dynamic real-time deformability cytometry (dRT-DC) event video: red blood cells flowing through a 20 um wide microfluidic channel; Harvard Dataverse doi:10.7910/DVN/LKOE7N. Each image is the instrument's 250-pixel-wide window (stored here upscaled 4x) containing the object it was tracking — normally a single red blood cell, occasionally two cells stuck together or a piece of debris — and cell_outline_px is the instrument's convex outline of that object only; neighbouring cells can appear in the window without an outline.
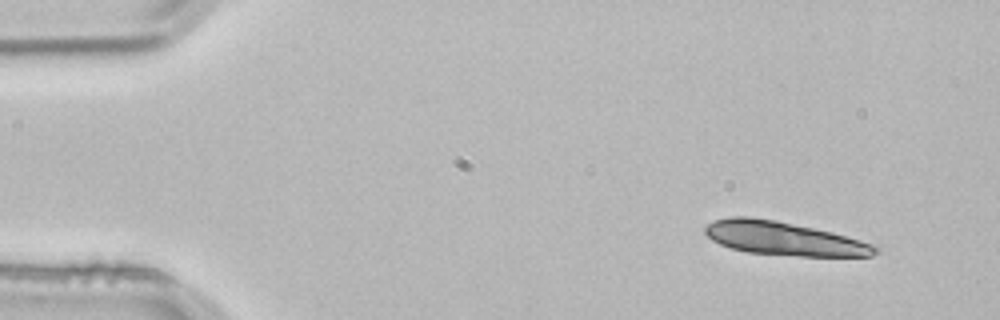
{"species": "common noctule bat (a hibernating species)", "species_latin": "Nyctalus noctula", "temperature_condition": "room temperature", "stored_images_in_passage": 3, "camera_frame_rate_fps": 3000, "um_per_image_px": 0.085, "animal": {"sex": "male", "body_mass_g": 21.5, "forearm_length_mm": 52.0}, "frame": {"image": 1, "passage_image": 3, "time_ms": 0.667, "image_size_px": [1000, 320], "cell_outline_px": [[880, 252], [872, 256], [800, 256], [748, 252], [728, 248], [712, 240], [704, 232], [704, 228], [712, 220], [732, 216], [748, 216], [776, 220], [832, 232], [860, 240], [872, 244], [880, 248]], "centroid_in_image_um": [66.61, 20.27], "position_along_channel_um": 18.4, "area_um2": 33.35}}